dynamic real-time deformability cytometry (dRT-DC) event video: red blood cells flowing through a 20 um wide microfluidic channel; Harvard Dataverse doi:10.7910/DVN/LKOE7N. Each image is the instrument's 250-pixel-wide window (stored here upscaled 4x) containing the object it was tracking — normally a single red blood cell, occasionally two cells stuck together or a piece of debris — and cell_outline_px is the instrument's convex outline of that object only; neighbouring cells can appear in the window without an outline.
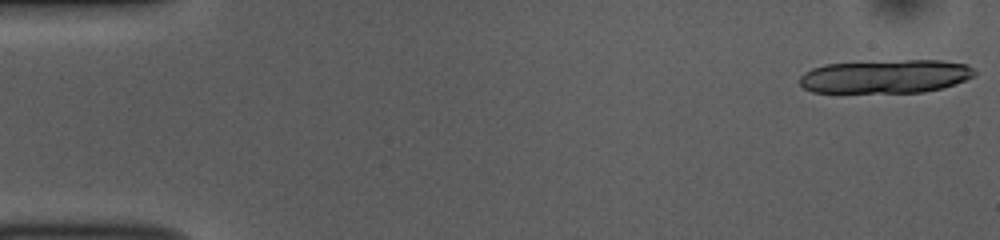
{"species": "common noctule bat (a hibernating species)", "species_latin": "Nyctalus noctula", "temperature_condition": "room temperature", "stored_images_in_passage": 18, "camera_frame_rate_fps": 3000, "um_per_image_px": 0.085, "animal": {"sex": "female", "body_mass_g": 10.0, "forearm_length_mm": 53.1}, "frame": {"image": 1, "passage_image": 1, "time_ms": 0.0, "image_size_px": [1000, 240], "cell_outline_px": [[976, 72], [972, 76], [964, 80], [940, 88], [924, 92], [812, 92], [804, 88], [800, 84], [800, 76], [804, 72], [812, 68], [824, 64], [904, 60], [940, 60], [968, 64]], "centroid_in_image_um": [75.24, 6.49], "position_along_channel_um": 9.8, "area_um2": 33.93}}